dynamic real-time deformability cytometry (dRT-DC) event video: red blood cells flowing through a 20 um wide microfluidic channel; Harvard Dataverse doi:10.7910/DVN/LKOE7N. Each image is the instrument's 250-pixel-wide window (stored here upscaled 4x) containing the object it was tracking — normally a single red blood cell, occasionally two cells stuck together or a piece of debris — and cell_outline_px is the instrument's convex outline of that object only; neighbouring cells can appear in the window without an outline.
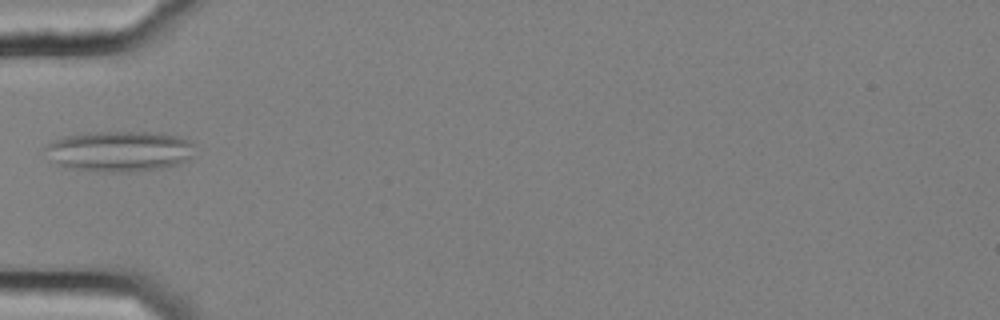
{"species": "common noctule bat (a hibernating species)", "species_latin": "Nyctalus noctula", "temperature_condition": "cold", "stored_images_in_passage": 37, "camera_frame_rate_fps": 3000, "um_per_image_px": 0.085, "animal": {"sex": "female", "body_mass_g": 25.1}, "frame": {"image": 1, "passage_image": 1, "time_ms": 0.0, "image_size_px": [1000, 320], "cell_outline_px": [[192, 144], [188, 160], [176, 164], [160, 168], [128, 172], [96, 172], [64, 168], [48, 160], [40, 148], [44, 144], [52, 140], [64, 136], [84, 132], [160, 132], [192, 140]], "centroid_in_image_um": [9.98, 12.85], "position_along_channel_um": 75.0, "area_um2": 36.18}}